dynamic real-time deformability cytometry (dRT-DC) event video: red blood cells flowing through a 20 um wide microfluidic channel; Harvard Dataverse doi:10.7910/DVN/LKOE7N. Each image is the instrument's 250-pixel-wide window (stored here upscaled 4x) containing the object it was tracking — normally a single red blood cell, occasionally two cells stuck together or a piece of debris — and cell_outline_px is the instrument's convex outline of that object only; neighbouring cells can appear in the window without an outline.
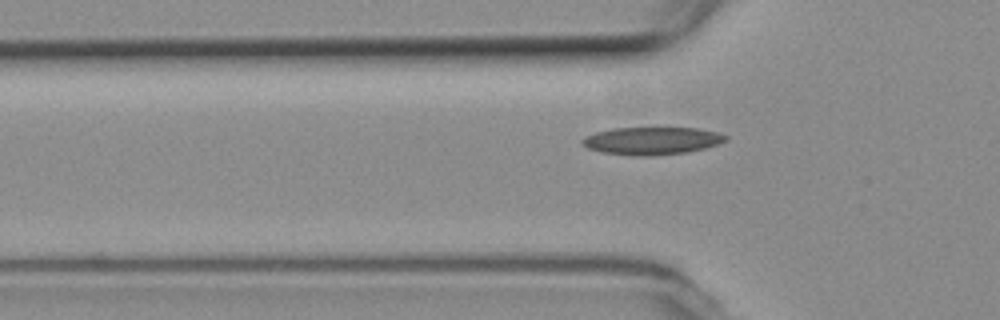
{"species": "common noctule bat (a hibernating species)", "species_latin": "Nyctalus noctula", "temperature_condition": "room temperature", "stored_images_in_passage": 41, "camera_frame_rate_fps": 3000, "um_per_image_px": 0.085, "animal": {"sex": "female", "body_mass_g": 19.3, "forearm_length_mm": 54.1}, "frame": {"image": 1, "passage_image": 4, "time_ms": 1.0, "image_size_px": [1000, 320], "cell_outline_px": [[728, 140], [704, 148], [684, 152], [648, 156], [636, 156], [604, 152], [588, 148], [580, 144], [580, 140], [584, 136], [596, 132], [612, 128], [696, 128], [716, 132], [728, 136]], "centroid_in_image_um": [55.36, 11.96], "position_along_channel_um": 70.4, "area_um2": 22.89}}
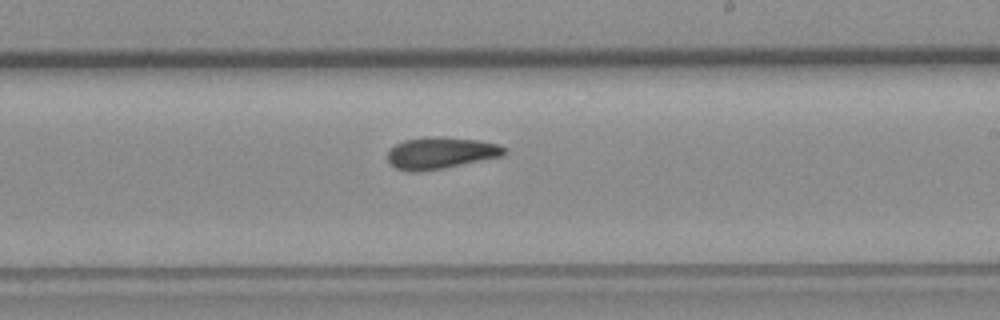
{"frame": {"image": 2, "passage_image": 19, "time_ms": 6.0, "image_size_px": [1000, 320], "cell_outline_px": [[508, 152], [504, 156], [444, 168], [420, 172], [408, 172], [396, 168], [388, 164], [388, 152], [396, 144], [404, 140], [428, 136], [440, 136], [480, 140], [496, 144], [504, 148]], "centroid_in_image_um": [37.45, 13.01], "position_along_channel_um": 251.5, "area_um2": 21.85}}
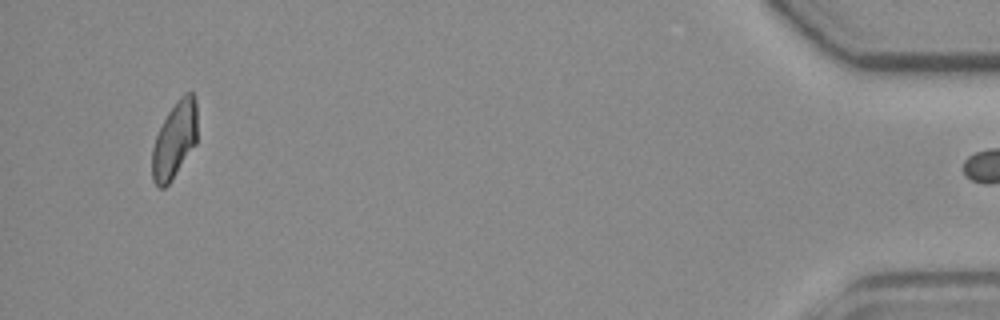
{"frame": {"image": 3, "passage_image": 40, "time_ms": 13.0, "image_size_px": [1000, 320], "cell_outline_px": [[196, 144], [172, 180], [164, 188], [160, 188], [152, 180], [152, 148], [156, 136], [168, 112], [180, 96], [184, 92], [192, 92], [196, 100]], "centroid_in_image_um": [14.84, 11.9], "position_along_channel_um": 420.4, "area_um2": 20.11}, "authors_computed_cell_mechanics": {"area_um2": 21.386, "velocity_mm_per_s": 3.6125, "shape_relaxation_time_tau1_ms": null, "shape_relaxation_time_tau2_ms": 9.5834, "deformation_change_tau1": null, "deformation_change_tau2": 0.1637}}